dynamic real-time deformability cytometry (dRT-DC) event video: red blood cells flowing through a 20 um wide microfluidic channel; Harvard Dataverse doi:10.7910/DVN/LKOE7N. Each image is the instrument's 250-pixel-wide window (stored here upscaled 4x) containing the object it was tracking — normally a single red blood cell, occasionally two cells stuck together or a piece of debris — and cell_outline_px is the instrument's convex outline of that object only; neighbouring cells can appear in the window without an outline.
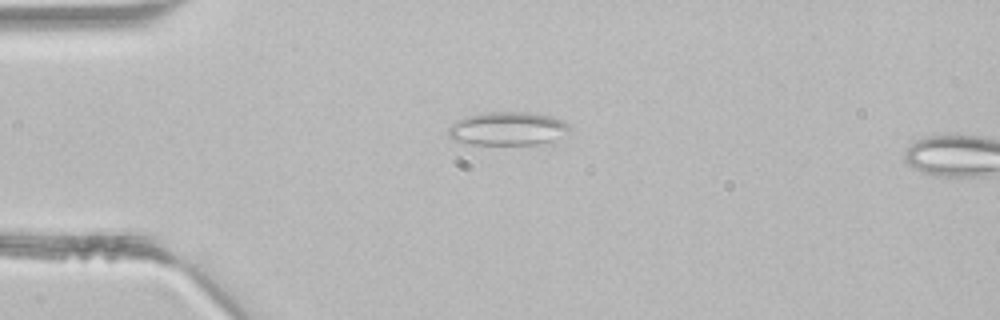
{"species": "common noctule bat (a hibernating species)", "species_latin": "Nyctalus noctula", "temperature_condition": "room temperature", "stored_images_in_passage": 2, "camera_frame_rate_fps": 3000, "um_per_image_px": 0.085, "animal": {"sex": "male", "body_mass_g": 21.5, "forearm_length_mm": 52.0}, "frame": {"image": 1, "passage_image": 1, "time_ms": 0.0, "image_size_px": [1000, 320], "cell_outline_px": [[572, 128], [552, 144], [472, 144], [452, 140], [448, 136], [448, 128], [456, 120], [464, 116], [484, 112], [528, 112], [552, 116], [564, 120]], "centroid_in_image_um": [43.18, 10.93], "position_along_channel_um": 41.8, "area_um2": 24.16}}